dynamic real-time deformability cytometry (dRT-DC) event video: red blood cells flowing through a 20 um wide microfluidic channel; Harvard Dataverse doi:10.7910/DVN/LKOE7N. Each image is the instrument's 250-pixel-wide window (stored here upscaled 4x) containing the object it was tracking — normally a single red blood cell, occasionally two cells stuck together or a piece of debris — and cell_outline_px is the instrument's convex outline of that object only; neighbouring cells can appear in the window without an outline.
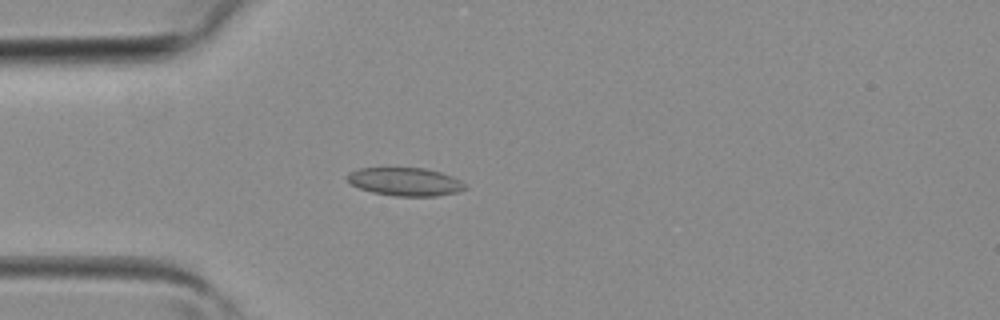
{"species": "common noctule bat (a hibernating species)", "species_latin": "Nyctalus noctula", "temperature_condition": "room temperature", "stored_images_in_passage": 2, "camera_frame_rate_fps": 3000, "um_per_image_px": 0.085, "animal": {"sex": "female", "body_mass_g": 19.3, "forearm_length_mm": 54.1}, "frame": {"image": 1, "passage_image": 2, "time_ms": 0.333, "image_size_px": [1000, 320], "cell_outline_px": [[468, 188], [460, 192], [436, 196], [396, 196], [372, 192], [360, 188], [352, 184], [344, 176], [348, 172], [360, 168], [424, 168], [440, 172], [452, 176], [468, 184]], "centroid_in_image_um": [34.48, 15.45], "position_along_channel_um": 50.5, "area_um2": 19.54}}